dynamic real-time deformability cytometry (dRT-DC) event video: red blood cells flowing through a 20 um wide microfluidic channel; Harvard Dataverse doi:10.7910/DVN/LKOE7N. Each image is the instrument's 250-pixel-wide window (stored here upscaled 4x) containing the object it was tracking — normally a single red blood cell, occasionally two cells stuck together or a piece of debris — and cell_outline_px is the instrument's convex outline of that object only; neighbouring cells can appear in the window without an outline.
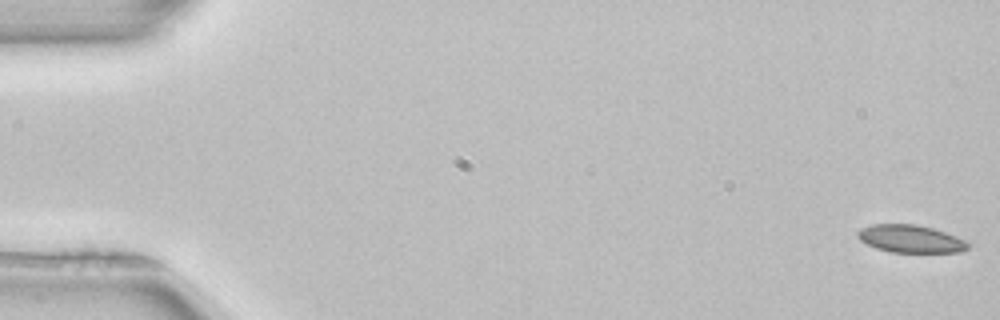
{"species": "common noctule bat (a hibernating species)", "species_latin": "Nyctalus noctula", "temperature_condition": "room temperature", "stored_images_in_passage": 52, "camera_frame_rate_fps": 3000, "um_per_image_px": 0.085, "animal": {"sex": "female", "body_mass_g": 22.7, "forearm_length_mm": 54.2}, "frame": {"image": 1, "passage_image": 1, "time_ms": 0.0, "image_size_px": [1000, 320], "cell_outline_px": [[968, 248], [960, 252], [888, 252], [876, 248], [860, 240], [856, 236], [856, 232], [860, 228], [872, 224], [916, 224], [932, 228], [956, 236], [964, 240], [968, 244]], "centroid_in_image_um": [77.34, 20.29], "position_along_channel_um": 7.7, "area_um2": 17.74}}
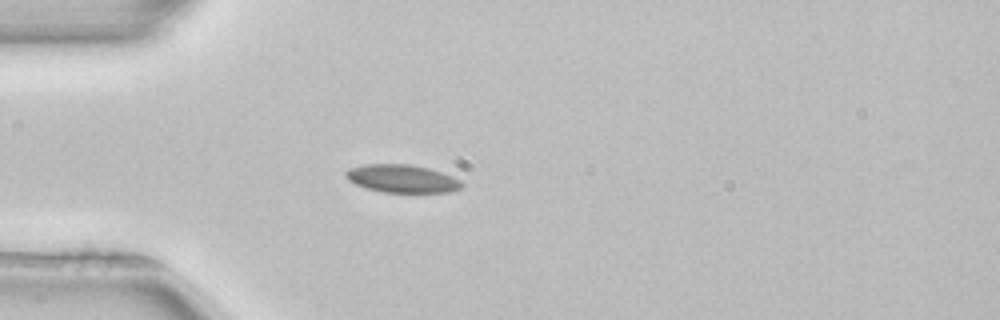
{"frame": {"image": 2, "passage_image": 15, "time_ms": 4.667, "image_size_px": [1000, 320], "cell_outline_px": [[464, 184], [460, 188], [448, 192], [384, 192], [368, 188], [356, 184], [348, 180], [344, 176], [344, 172], [348, 168], [364, 164], [408, 164], [428, 168], [452, 176], [460, 180]], "centroid_in_image_um": [34.14, 15.17], "position_along_channel_um": 50.9, "area_um2": 18.79}}
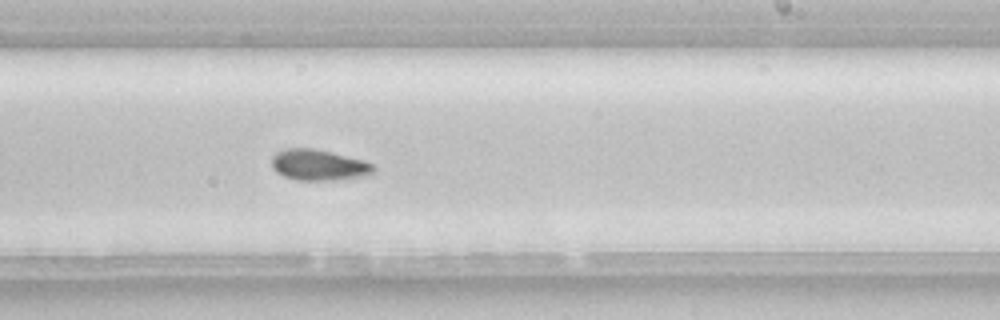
{"frame": {"image": 3, "passage_image": 32, "time_ms": 10.333, "image_size_px": [1000, 320], "cell_outline_px": [[376, 168], [368, 176], [332, 180], [296, 180], [284, 176], [276, 172], [272, 168], [272, 156], [276, 152], [288, 148], [316, 148], [364, 160], [372, 164]], "centroid_in_image_um": [27.09, 14.02], "position_along_channel_um": 261.9, "area_um2": 18.5}, "authors_computed_cell_mechanics": {"area_um2": 18.1203, "velocity_mm_per_s": 3.9317, "shape_relaxation_time_tau1_ms": null, "shape_relaxation_time_tau2_ms": 4.7207, "deformation_change_tau1": null, "deformation_change_tau2": 0.0679}}